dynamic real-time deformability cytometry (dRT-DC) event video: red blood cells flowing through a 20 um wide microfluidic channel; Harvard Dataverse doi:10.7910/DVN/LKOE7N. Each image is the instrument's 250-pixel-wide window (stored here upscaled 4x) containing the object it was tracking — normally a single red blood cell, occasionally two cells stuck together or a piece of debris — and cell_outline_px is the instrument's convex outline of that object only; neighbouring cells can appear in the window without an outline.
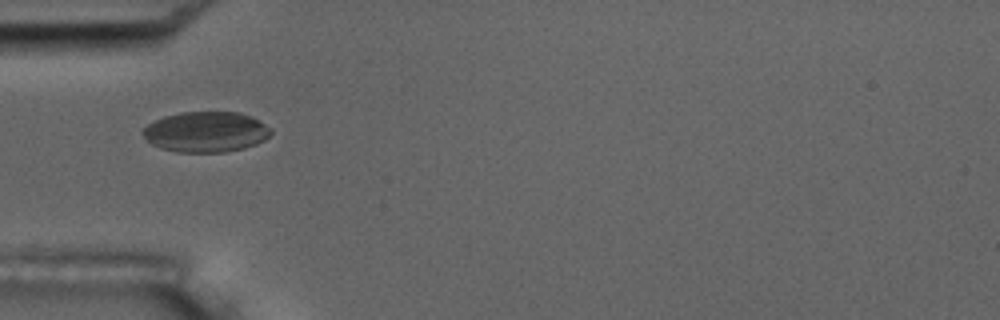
{"species": "common noctule bat (a hibernating species)", "species_latin": "Nyctalus noctula", "temperature_condition": "room temperature", "stored_images_in_passage": 5, "camera_frame_rate_fps": 3000, "um_per_image_px": 0.085, "animal": {"sex": "male", "body_mass_g": 17.5, "forearm_length_mm": 52.3}, "frame": {"image": 1, "passage_image": 5, "time_ms": 1.333, "image_size_px": [1000, 320], "cell_outline_px": [[272, 132], [264, 140], [256, 144], [244, 148], [224, 152], [176, 152], [160, 148], [152, 144], [140, 132], [148, 124], [164, 116], [180, 112], [240, 112], [252, 116], [260, 120], [272, 128]], "centroid_in_image_um": [17.52, 11.2], "position_along_channel_um": 67.5, "area_um2": 30.4}}